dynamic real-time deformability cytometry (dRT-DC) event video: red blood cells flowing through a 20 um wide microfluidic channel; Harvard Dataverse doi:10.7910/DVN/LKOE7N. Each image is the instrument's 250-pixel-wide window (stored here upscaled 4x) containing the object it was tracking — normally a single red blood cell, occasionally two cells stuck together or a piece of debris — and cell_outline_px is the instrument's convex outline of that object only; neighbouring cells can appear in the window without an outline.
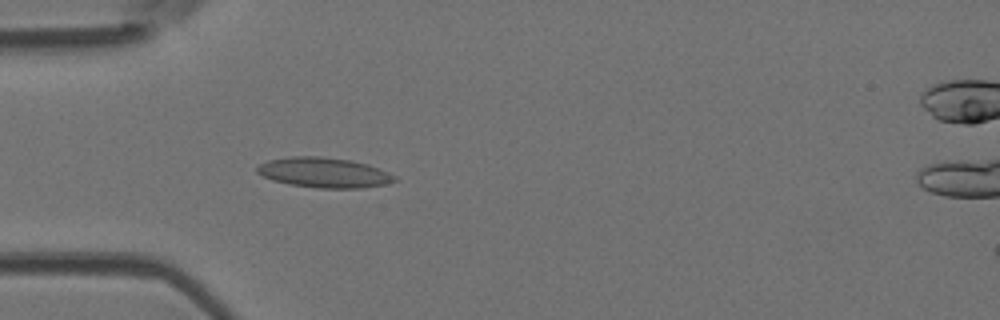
{"species": "Egyptian fruit bat (a non-hibernating species)", "species_latin": "Rousettus aegyptiacus", "temperature_condition": "room temperature", "stored_images_in_passage": 6, "segment_of_instrument_passage": [1, 2], "camera_frame_rate_fps": 3000, "um_per_image_px": 0.085, "animal": {"sex": "female"}, "frame": {"image": 1, "passage_image": 5, "time_ms": 1.333, "image_size_px": [1000, 320], "cell_outline_px": [[396, 180], [384, 184], [360, 188], [316, 188], [288, 184], [272, 180], [256, 172], [256, 168], [260, 164], [268, 160], [292, 156], [320, 156], [352, 160], [368, 164], [388, 172], [396, 176]], "centroid_in_image_um": [27.52, 14.66], "position_along_channel_um": 57.5, "area_um2": 24.1}}